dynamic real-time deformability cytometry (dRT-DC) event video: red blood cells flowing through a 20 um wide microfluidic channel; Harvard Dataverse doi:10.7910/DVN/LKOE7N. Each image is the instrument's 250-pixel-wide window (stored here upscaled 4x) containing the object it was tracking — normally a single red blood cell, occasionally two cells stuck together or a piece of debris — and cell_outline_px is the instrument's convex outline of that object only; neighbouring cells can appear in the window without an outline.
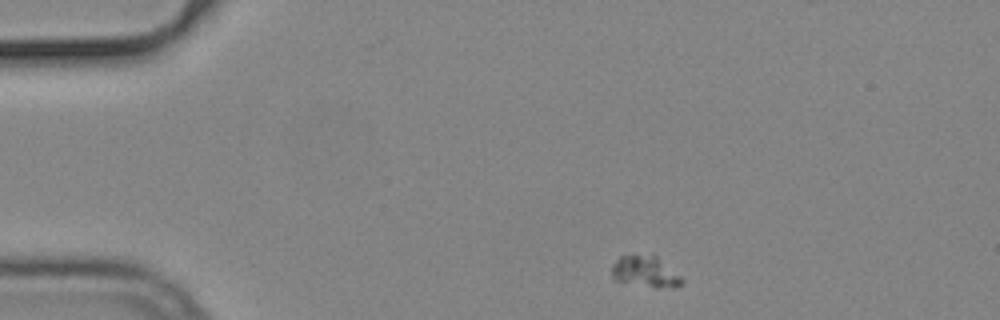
{"species": "common noctule bat (a hibernating species)", "species_latin": "Nyctalus noctula", "temperature_condition": "cold", "stored_images_in_passage": 48, "camera_frame_rate_fps": 3000, "um_per_image_px": 0.085, "animal": {"sex": "male", "body_mass_g": 19.2, "forearm_length_mm": 51.8}, "frame": {"image": 1, "passage_image": 1, "time_ms": 0.0, "image_size_px": [1000, 320], "cell_outline_px": [[684, 284], [676, 288], [656, 288], [616, 280], [612, 276], [612, 264], [620, 256], [656, 256], [680, 276], [684, 280]], "centroid_in_image_um": [54.89, 23.13], "position_along_channel_um": 30.1, "area_um2": 12.48}}
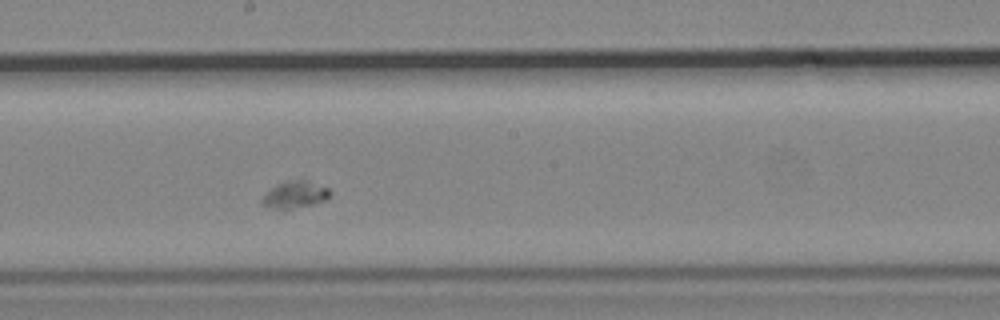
{"frame": {"image": 2, "passage_image": 22, "time_ms": 7.0, "image_size_px": [1000, 320], "cell_outline_px": [[332, 196], [324, 200], [312, 204], [284, 212], [280, 212], [260, 204], [260, 200], [276, 184], [304, 176], [328, 188], [332, 192]], "centroid_in_image_um": [25.09, 16.54], "position_along_channel_um": 223.1, "area_um2": 11.56}}
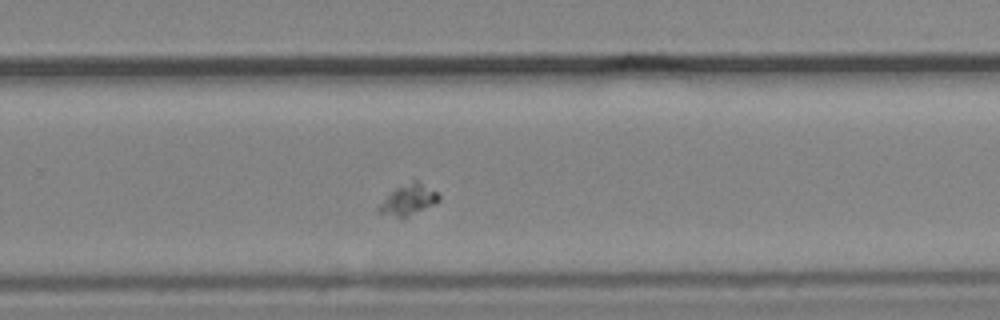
{"frame": {"image": 3, "passage_image": 28, "time_ms": 9.0, "image_size_px": [1000, 320], "cell_outline_px": [[440, 200], [404, 220], [376, 212], [376, 208], [396, 188], [416, 180], [436, 192], [440, 196]], "centroid_in_image_um": [34.69, 17.05], "position_along_channel_um": 295.1, "area_um2": 10.64}}